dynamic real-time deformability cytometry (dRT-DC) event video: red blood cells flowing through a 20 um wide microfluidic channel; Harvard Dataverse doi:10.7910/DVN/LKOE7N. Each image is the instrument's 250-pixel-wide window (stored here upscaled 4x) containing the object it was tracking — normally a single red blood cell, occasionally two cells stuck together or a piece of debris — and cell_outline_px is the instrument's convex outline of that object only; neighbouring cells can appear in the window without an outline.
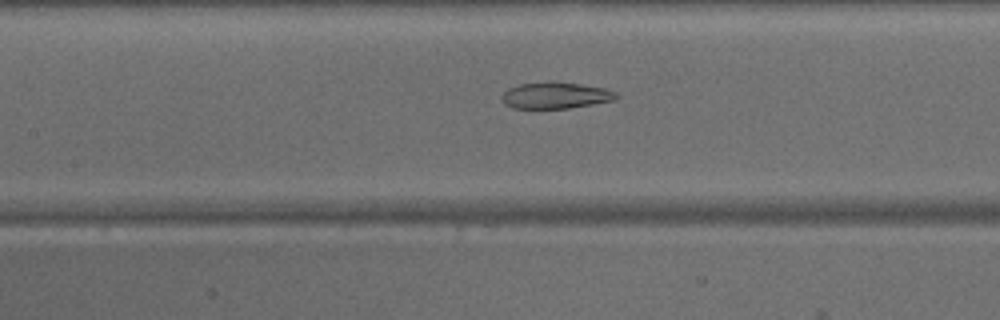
{"species": "common noctule bat (a hibernating species)", "species_latin": "Nyctalus noctula", "temperature_condition": "warm", "stored_images_in_passage": 48, "camera_frame_rate_fps": 3000, "um_per_image_px": 0.085, "animal": {"sex": "male", "body_mass_g": 15.6}, "frame": {"image": 1, "passage_image": 22, "time_ms": 7.0, "image_size_px": [1000, 320], "cell_outline_px": [[620, 96], [616, 100], [568, 108], [512, 108], [504, 104], [504, 92], [508, 88], [520, 84], [580, 84], [604, 88], [616, 92]], "centroid_in_image_um": [47.28, 8.15], "position_along_channel_um": 160.1, "area_um2": 16.82}}
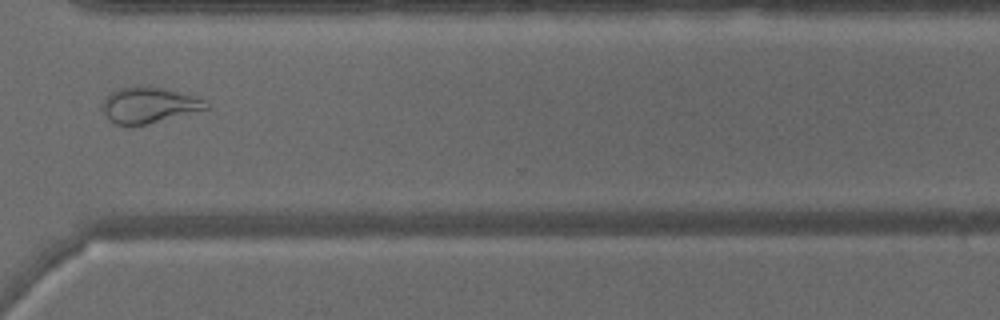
{"frame": {"image": 2, "passage_image": 36, "time_ms": 11.667, "image_size_px": [1000, 320], "cell_outline_px": [[212, 108], [144, 124], [116, 124], [100, 108], [100, 104], [104, 96], [120, 88], [164, 88], [196, 96], [204, 100]], "centroid_in_image_um": [12.67, 8.93], "position_along_channel_um": 357.9, "area_um2": 21.04}}
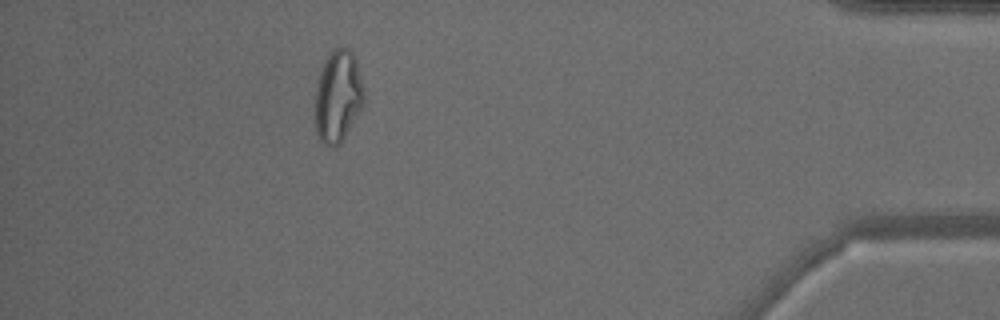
{"frame": {"image": 3, "passage_image": 43, "time_ms": 14.0, "image_size_px": [1000, 320], "cell_outline_px": [[364, 104], [340, 144], [332, 148], [324, 144], [316, 136], [316, 84], [324, 60], [328, 52], [332, 48], [348, 48], [352, 52], [356, 60], [364, 88]], "centroid_in_image_um": [28.72, 8.18], "position_along_channel_um": 406.5, "area_um2": 26.36}}